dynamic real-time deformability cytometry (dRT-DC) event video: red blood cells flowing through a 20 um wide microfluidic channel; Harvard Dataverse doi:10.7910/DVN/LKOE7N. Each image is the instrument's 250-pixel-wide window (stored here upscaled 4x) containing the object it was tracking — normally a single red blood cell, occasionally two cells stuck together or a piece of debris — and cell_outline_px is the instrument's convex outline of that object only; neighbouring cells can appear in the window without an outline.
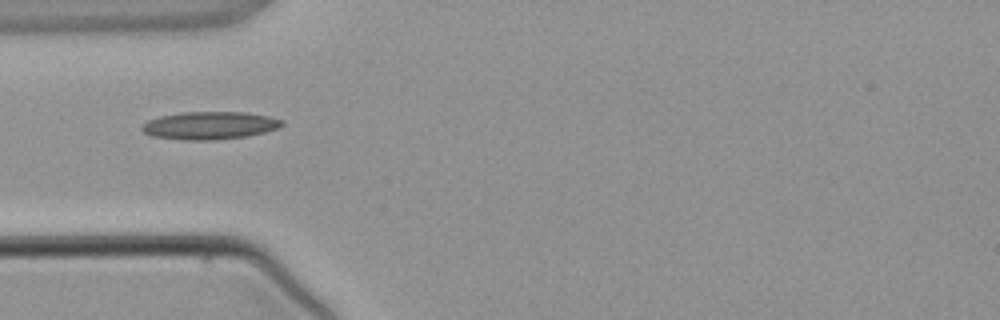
{"species": "common noctule bat (a hibernating species)", "species_latin": "Nyctalus noctula", "temperature_condition": "warm", "stored_images_in_passage": 1, "camera_frame_rate_fps": 3000, "um_per_image_px": 0.085, "animal": {"sex": "male", "body_mass_g": 21.5, "forearm_length_mm": 52.0}, "frame": {"image": 1, "passage_image": 1, "time_ms": 0.0, "image_size_px": [1000, 320], "cell_outline_px": [[284, 124], [276, 128], [264, 132], [244, 136], [212, 140], [184, 140], [152, 136], [144, 132], [140, 128], [148, 120], [160, 116], [180, 112], [248, 112], [268, 116], [284, 120]], "centroid_in_image_um": [17.81, 10.65], "position_along_channel_um": 67.2, "area_um2": 22.54}}